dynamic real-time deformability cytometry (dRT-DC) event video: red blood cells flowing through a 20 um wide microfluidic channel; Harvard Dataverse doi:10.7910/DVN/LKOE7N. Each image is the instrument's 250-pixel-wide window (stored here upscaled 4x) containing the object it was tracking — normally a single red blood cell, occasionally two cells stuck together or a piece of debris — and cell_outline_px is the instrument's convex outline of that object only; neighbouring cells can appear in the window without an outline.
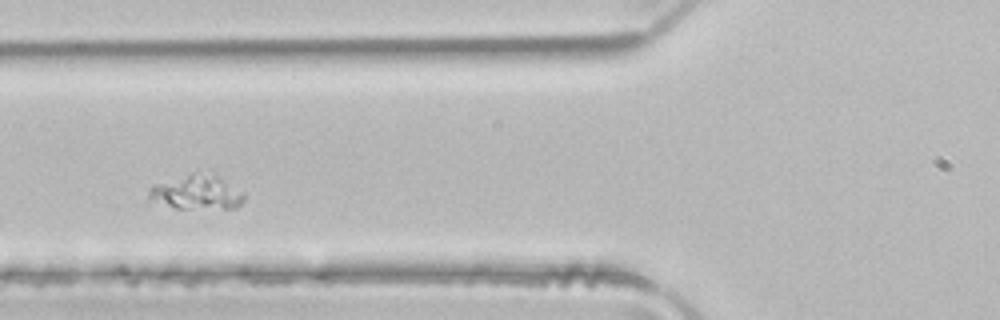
{"species": "common noctule bat (a hibernating species)", "species_latin": "Nyctalus noctula", "temperature_condition": "room temperature", "stored_images_in_passage": 3, "camera_frame_rate_fps": 3000, "um_per_image_px": 0.085, "animal": {"sex": "male", "body_mass_g": 21.5, "forearm_length_mm": 52.0}, "frame": {"image": 1, "passage_image": 2, "time_ms": 0.333, "image_size_px": [1000, 320], "cell_outline_px": [[244, 200], [236, 208], [176, 208], [148, 204], [148, 188], [152, 184], [192, 172], [212, 168], [244, 192]], "centroid_in_image_um": [16.68, 16.29], "position_along_channel_um": 109.1, "area_um2": 20.63}}
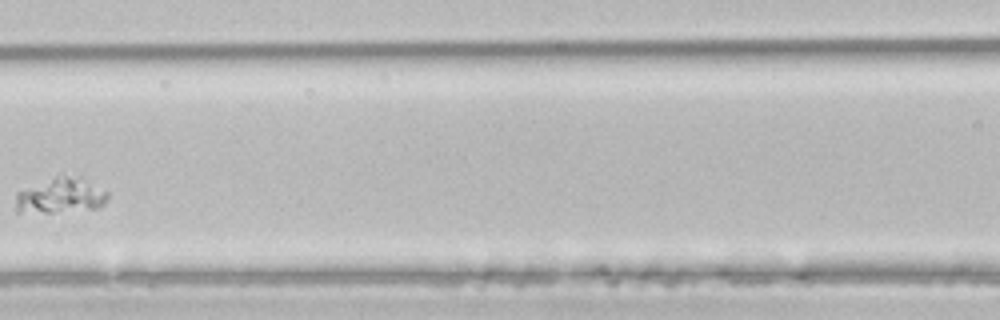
{"frame": {"image": 2, "passage_image": 3, "time_ms": 0.667, "image_size_px": [1000, 320], "cell_outline_px": [[108, 200], [100, 208], [52, 212], [16, 212], [16, 192], [60, 172], [64, 172], [80, 176], [108, 192]], "centroid_in_image_um": [5.17, 16.57], "position_along_channel_um": 161.4, "area_um2": 19.59}}